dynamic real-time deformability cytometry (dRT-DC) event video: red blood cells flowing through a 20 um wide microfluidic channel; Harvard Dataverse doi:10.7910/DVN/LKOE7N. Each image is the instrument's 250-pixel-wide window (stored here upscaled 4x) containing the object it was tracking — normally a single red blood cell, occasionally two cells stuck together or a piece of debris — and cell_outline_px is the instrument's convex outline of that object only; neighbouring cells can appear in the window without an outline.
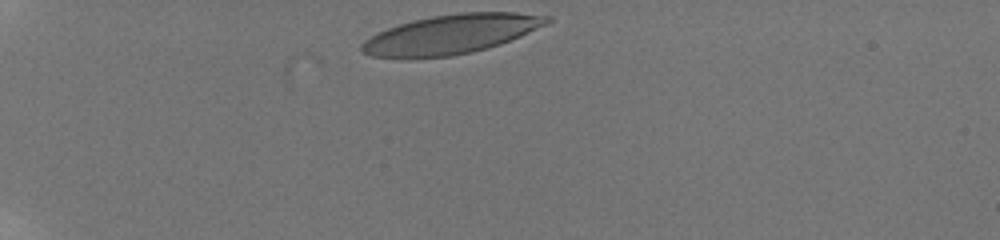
{"species": "human", "species_latin": "Homo sapiens", "temperature_condition": "room temperature", "stored_images_in_passage": 17, "camera_frame_rate_fps": 3000, "um_per_image_px": 0.085, "donor": {"sex": "male"}, "frame": {"image": 1, "passage_image": 1, "time_ms": 0.0, "image_size_px": [1000, 240], "cell_outline_px": [[552, 20], [548, 24], [520, 36], [500, 44], [488, 48], [452, 56], [372, 56], [360, 52], [360, 44], [364, 40], [388, 28], [412, 20], [432, 16], [460, 12], [516, 12], [552, 16]], "centroid_in_image_um": [38.41, 2.88], "position_along_channel_um": 46.6, "area_um2": 41.85}}
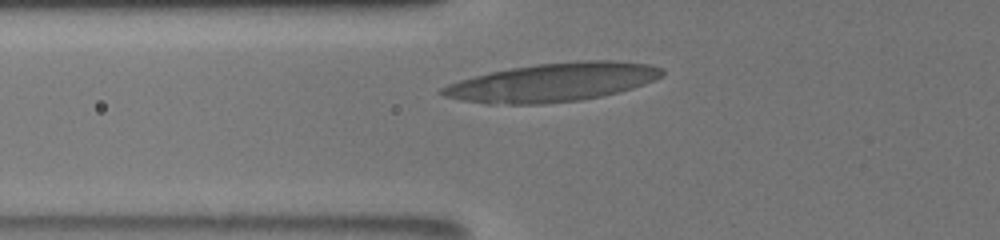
{"frame": {"image": 2, "passage_image": 9, "time_ms": 2.333, "image_size_px": [1000, 240], "cell_outline_px": [[664, 76], [644, 84], [632, 88], [600, 96], [580, 100], [540, 104], [484, 104], [460, 100], [444, 96], [440, 92], [440, 88], [448, 84], [460, 80], [492, 72], [512, 68], [536, 64], [584, 60], [616, 60], [648, 64], [664, 68]], "centroid_in_image_um": [46.99, 7.0], "position_along_channel_um": 78.8, "area_um2": 49.19}}
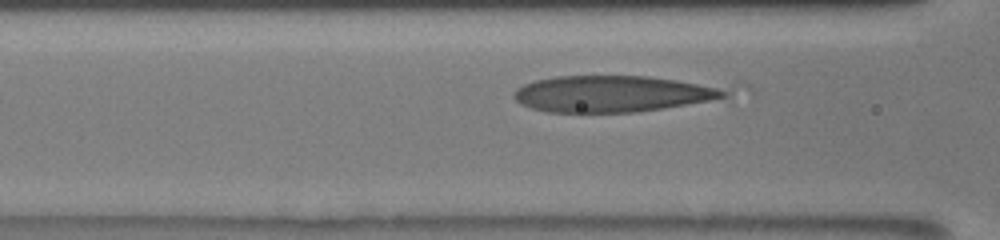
{"frame": {"image": 3, "passage_image": 11, "time_ms": 3.333, "image_size_px": [1000, 240], "cell_outline_px": [[732, 92], [728, 96], [708, 100], [664, 108], [640, 112], [548, 112], [532, 108], [520, 104], [512, 96], [512, 92], [516, 88], [524, 84], [536, 80], [556, 76], [648, 76], [676, 80], [716, 88]], "centroid_in_image_um": [51.95, 7.98], "position_along_channel_um": 114.7, "area_um2": 44.22}}